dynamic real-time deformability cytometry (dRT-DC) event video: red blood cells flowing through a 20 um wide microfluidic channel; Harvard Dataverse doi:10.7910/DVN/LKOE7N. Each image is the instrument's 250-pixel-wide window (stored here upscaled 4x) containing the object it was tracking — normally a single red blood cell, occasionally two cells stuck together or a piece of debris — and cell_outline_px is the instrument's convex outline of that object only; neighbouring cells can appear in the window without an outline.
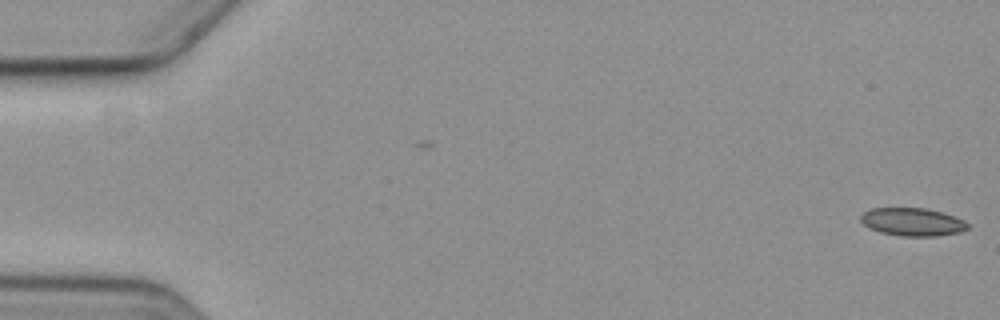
{"species": "common noctule bat (a hibernating species)", "species_latin": "Nyctalus noctula", "temperature_condition": "cold", "stored_images_in_passage": 2, "camera_frame_rate_fps": 3000, "um_per_image_px": 0.085, "animal": {"sex": "female", "body_mass_g": 19.3, "forearm_length_mm": 54.1}, "frame": {"image": 1, "passage_image": 2, "time_ms": 0.333, "image_size_px": [1000, 320], "cell_outline_px": [[968, 228], [960, 232], [936, 236], [900, 236], [880, 232], [864, 224], [860, 220], [860, 216], [864, 212], [872, 208], [924, 208], [940, 212], [964, 220], [968, 224]], "centroid_in_image_um": [77.55, 18.86], "position_along_channel_um": 7.5, "area_um2": 17.22}}